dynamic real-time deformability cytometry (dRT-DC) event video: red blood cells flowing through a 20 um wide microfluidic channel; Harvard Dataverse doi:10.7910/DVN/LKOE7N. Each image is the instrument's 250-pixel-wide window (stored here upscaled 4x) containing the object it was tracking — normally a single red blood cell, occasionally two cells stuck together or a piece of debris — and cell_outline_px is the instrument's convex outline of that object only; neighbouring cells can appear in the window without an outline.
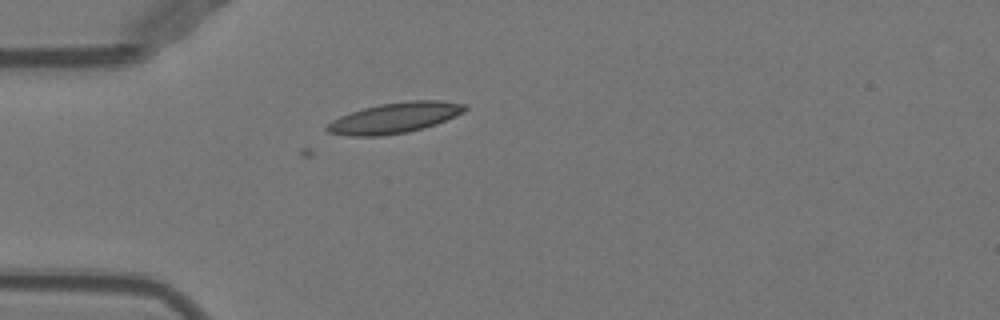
{"species": "Egyptian fruit bat (a non-hibernating species)", "species_latin": "Rousettus aegyptiacus", "temperature_condition": "warm", "stored_images_in_passage": 2, "camera_frame_rate_fps": 3000, "um_per_image_px": 0.085, "animal": {"sex": "female"}, "frame": {"image": 1, "passage_image": 2, "time_ms": 0.333, "image_size_px": [1000, 320], "cell_outline_px": [[468, 108], [464, 112], [436, 124], [424, 128], [408, 132], [380, 136], [352, 136], [328, 132], [324, 128], [332, 120], [340, 116], [364, 108], [380, 104], [412, 100], [440, 100], [468, 104]], "centroid_in_image_um": [33.59, 10.01], "position_along_channel_um": 51.4, "area_um2": 24.51}}